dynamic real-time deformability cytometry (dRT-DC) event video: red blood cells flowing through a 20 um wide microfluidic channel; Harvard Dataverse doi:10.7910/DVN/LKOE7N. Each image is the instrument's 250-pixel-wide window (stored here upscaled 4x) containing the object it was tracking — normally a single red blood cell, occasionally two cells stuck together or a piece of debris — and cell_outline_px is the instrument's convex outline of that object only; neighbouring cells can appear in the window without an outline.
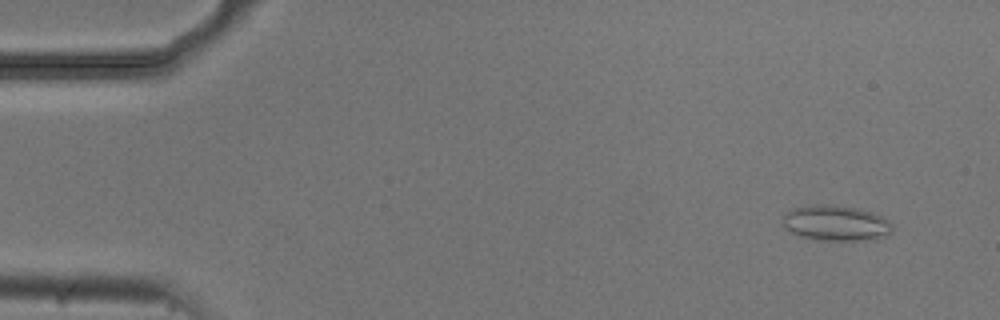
{"species": "common noctule bat (a hibernating species)", "species_latin": "Nyctalus noctula", "temperature_condition": "cold", "stored_images_in_passage": 3, "camera_frame_rate_fps": 3000, "um_per_image_px": 0.085, "animal": {"sex": "male", "body_mass_g": 20.5, "forearm_length_mm": 52.5}, "frame": {"image": 1, "passage_image": 1, "time_ms": 0.0, "image_size_px": [1000, 320], "cell_outline_px": [[892, 232], [888, 236], [872, 240], [820, 240], [800, 236], [784, 228], [784, 216], [792, 208], [808, 204], [836, 204], [876, 212], [884, 216], [892, 224]], "centroid_in_image_um": [71.11, 18.95], "position_along_channel_um": 13.9, "area_um2": 23.12}}